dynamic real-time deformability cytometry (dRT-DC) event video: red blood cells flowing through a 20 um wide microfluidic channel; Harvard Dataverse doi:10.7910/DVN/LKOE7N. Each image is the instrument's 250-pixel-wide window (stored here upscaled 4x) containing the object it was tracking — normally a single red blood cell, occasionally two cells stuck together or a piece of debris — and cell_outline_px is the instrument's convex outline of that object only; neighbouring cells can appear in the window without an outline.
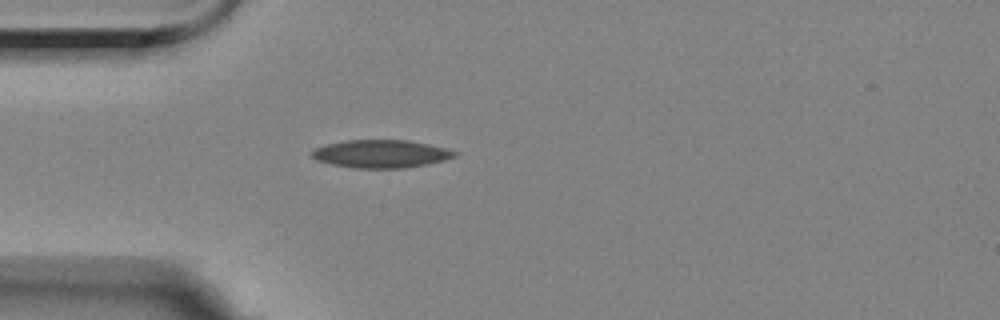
{"species": "Egyptian fruit bat (a non-hibernating species)", "species_latin": "Rousettus aegyptiacus", "temperature_condition": "room temperature", "stored_images_in_passage": 3, "camera_frame_rate_fps": 3000, "um_per_image_px": 0.085, "animal": {"sex": "female"}, "frame": {"image": 1, "passage_image": 2, "time_ms": 1.333, "image_size_px": [1000, 320], "cell_outline_px": [[460, 152], [456, 156], [444, 160], [428, 164], [404, 168], [352, 168], [332, 164], [316, 160], [308, 156], [316, 148], [328, 144], [348, 140], [408, 140], [448, 148]], "centroid_in_image_um": [32.41, 13.08], "position_along_channel_um": 52.6, "area_um2": 23.35}}